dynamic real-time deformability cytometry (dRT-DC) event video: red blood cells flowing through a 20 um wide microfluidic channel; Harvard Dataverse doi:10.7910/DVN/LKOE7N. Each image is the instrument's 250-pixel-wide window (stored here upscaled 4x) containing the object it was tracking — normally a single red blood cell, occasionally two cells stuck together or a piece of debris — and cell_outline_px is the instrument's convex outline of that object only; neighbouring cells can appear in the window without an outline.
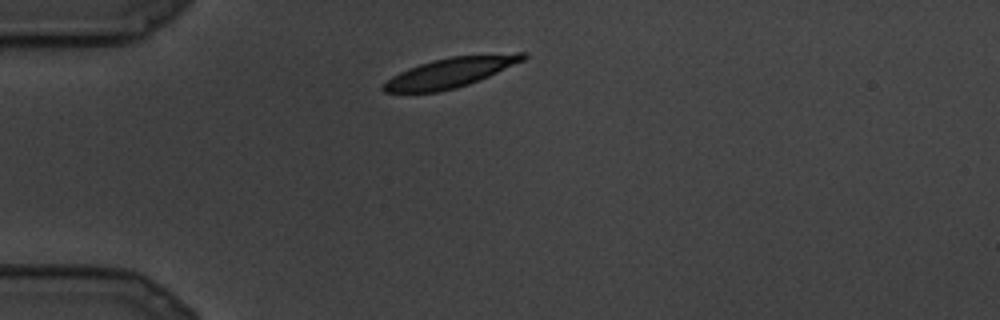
{"species": "common noctule bat (a hibernating species)", "species_latin": "Nyctalus noctula", "temperature_condition": "cold", "stored_images_in_passage": 4, "camera_frame_rate_fps": 3000, "um_per_image_px": 0.085, "animal": {"sex": "male", "body_mass_g": 19.5, "forearm_length_mm": 54.6}, "frame": {"image": 1, "passage_image": 1, "time_ms": 0.0, "image_size_px": [1000, 320], "cell_outline_px": [[528, 56], [524, 60], [480, 80], [456, 88], [436, 92], [384, 92], [380, 88], [392, 76], [408, 68], [432, 60], [452, 56], [516, 52], [528, 52]], "centroid_in_image_um": [38.33, 6.14], "position_along_channel_um": 46.7, "area_um2": 24.28}}